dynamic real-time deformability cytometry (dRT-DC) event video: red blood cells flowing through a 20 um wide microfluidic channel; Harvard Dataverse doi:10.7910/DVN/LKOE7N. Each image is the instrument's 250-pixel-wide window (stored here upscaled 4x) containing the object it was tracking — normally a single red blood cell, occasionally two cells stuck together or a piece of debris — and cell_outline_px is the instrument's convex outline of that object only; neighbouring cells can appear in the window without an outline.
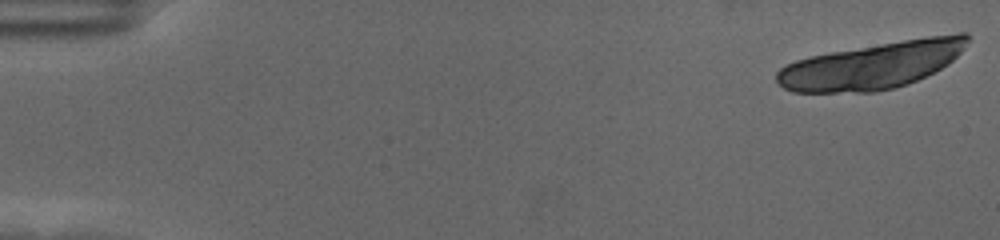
{"species": "human", "species_latin": "Homo sapiens", "temperature_condition": "cold", "stored_images_in_passage": 46, "camera_frame_rate_fps": 3000, "um_per_image_px": 0.085, "donor": {"sex": "female"}, "frame": {"image": 1, "passage_image": 1, "time_ms": 0.0, "image_size_px": [1000, 240], "cell_outline_px": [[968, 40], [964, 48], [948, 64], [908, 84], [876, 92], [792, 92], [784, 88], [776, 80], [776, 72], [780, 68], [796, 60], [828, 52], [928, 36], [960, 32], [968, 32]], "centroid_in_image_um": [74.12, 5.56], "position_along_channel_um": 10.9, "area_um2": 51.5}}